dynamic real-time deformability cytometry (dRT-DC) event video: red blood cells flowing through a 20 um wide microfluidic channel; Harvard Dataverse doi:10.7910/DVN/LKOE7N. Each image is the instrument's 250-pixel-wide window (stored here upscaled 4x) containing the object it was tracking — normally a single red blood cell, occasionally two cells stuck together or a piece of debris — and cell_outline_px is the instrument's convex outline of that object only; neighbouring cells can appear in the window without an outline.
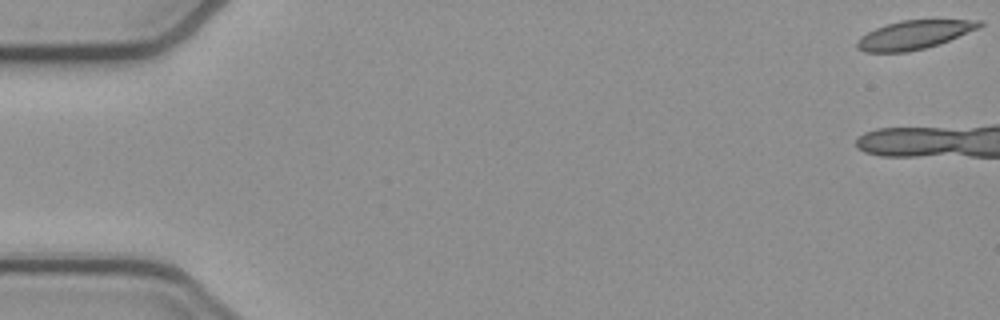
{"species": "common noctule bat (a hibernating species)", "species_latin": "Nyctalus noctula", "temperature_condition": "cold", "stored_images_in_passage": 8, "camera_frame_rate_fps": 3000, "um_per_image_px": 0.085, "animal": {"sex": "female", "body_mass_g": 21.9}, "frame": {"image": 1, "passage_image": 1, "time_ms": 0.0, "image_size_px": [1000, 320], "cell_outline_px": [[984, 24], [980, 28], [940, 44], [908, 52], [864, 52], [856, 48], [856, 40], [860, 36], [884, 24], [900, 20], [984, 20]], "centroid_in_image_um": [77.7, 2.96], "position_along_channel_um": 7.3, "area_um2": 20.69}}